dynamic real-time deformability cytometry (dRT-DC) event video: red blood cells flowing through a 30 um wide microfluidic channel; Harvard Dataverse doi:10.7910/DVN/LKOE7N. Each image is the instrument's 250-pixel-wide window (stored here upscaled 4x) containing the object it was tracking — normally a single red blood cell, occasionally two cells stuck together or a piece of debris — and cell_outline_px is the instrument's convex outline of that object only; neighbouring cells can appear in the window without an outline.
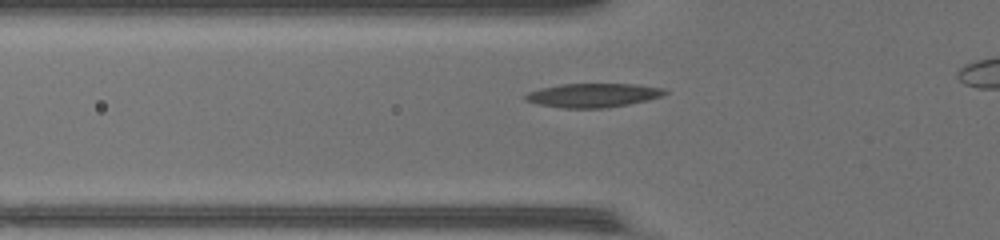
{"species": "common noctule bat (a hibernating species)", "species_latin": "Nyctalus noctula", "temperature_condition": "warm", "stored_images_in_passage": 36, "camera_frame_rate_fps": 3000, "um_per_image_px": 0.085, "animal": {"sex": "female", "body_mass_g": 17.0, "forearm_length_mm": 48.0}, "frame": {"image": 1, "passage_image": 13, "time_ms": 4.0, "image_size_px": [1000, 240], "cell_outline_px": [[668, 92], [664, 96], [648, 100], [628, 104], [604, 108], [564, 108], [540, 104], [524, 100], [524, 96], [528, 92], [540, 88], [560, 84], [636, 84], [664, 88]], "centroid_in_image_um": [50.44, 8.09], "position_along_channel_um": 75.4, "area_um2": 19.48}}
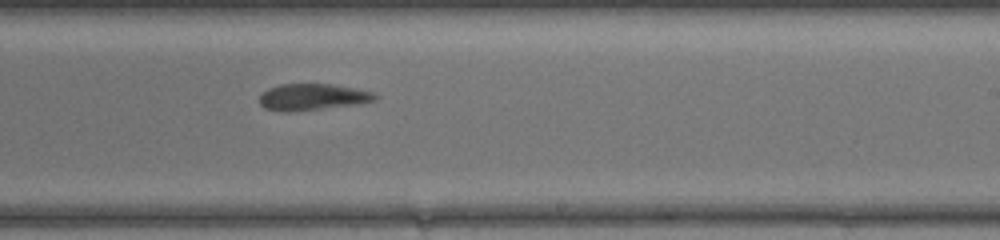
{"frame": {"image": 2, "passage_image": 26, "time_ms": 8.333, "image_size_px": [1000, 240], "cell_outline_px": [[380, 96], [376, 100], [360, 104], [288, 112], [284, 112], [264, 108], [260, 104], [260, 92], [268, 88], [280, 84], [332, 84], [376, 92]], "centroid_in_image_um": [26.59, 8.24], "position_along_channel_um": 262.4, "area_um2": 18.09}}
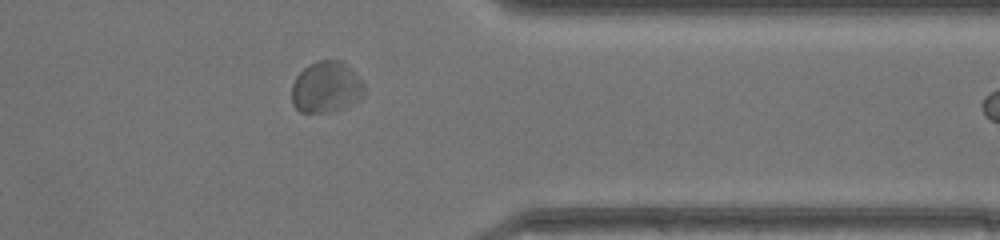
{"frame": {"image": 3, "passage_image": 35, "time_ms": 11.333, "image_size_px": [1000, 240], "cell_outline_px": [[368, 88], [364, 96], [360, 100], [332, 112], [300, 112], [292, 104], [292, 84], [296, 76], [308, 64], [316, 60], [340, 60]], "centroid_in_image_um": [27.72, 7.42], "position_along_channel_um": 383.7, "area_um2": 21.73}}